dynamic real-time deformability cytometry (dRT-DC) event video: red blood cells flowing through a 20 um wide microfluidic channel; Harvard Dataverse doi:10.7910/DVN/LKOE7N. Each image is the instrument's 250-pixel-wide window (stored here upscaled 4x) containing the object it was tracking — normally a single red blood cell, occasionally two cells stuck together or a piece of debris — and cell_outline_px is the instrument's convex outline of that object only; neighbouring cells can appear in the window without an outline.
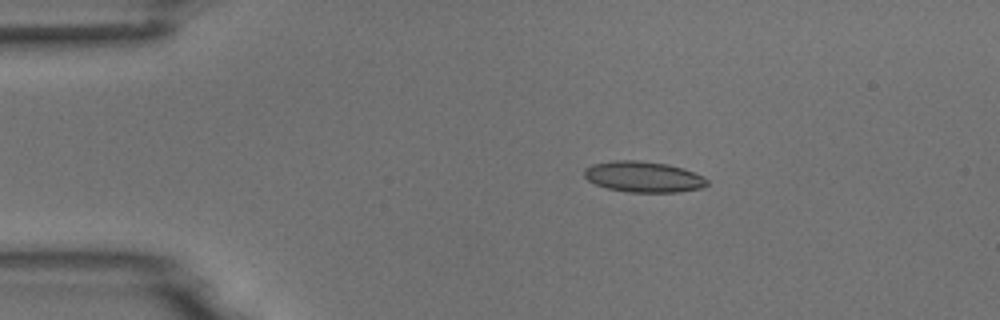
{"species": "common noctule bat (a hibernating species)", "species_latin": "Nyctalus noctula", "temperature_condition": "room temperature", "stored_images_in_passage": 8, "camera_frame_rate_fps": 3000, "um_per_image_px": 0.085, "animal": {"sex": "male", "body_mass_g": 18.8}, "frame": {"image": 1, "passage_image": 3, "time_ms": 2.333, "image_size_px": [1000, 320], "cell_outline_px": [[708, 184], [700, 188], [680, 192], [628, 192], [608, 188], [596, 184], [588, 180], [584, 176], [584, 168], [592, 164], [616, 160], [636, 160], [664, 164], [684, 168], [704, 176], [708, 180]], "centroid_in_image_um": [54.7, 15.03], "position_along_channel_um": 30.3, "area_um2": 22.02}}
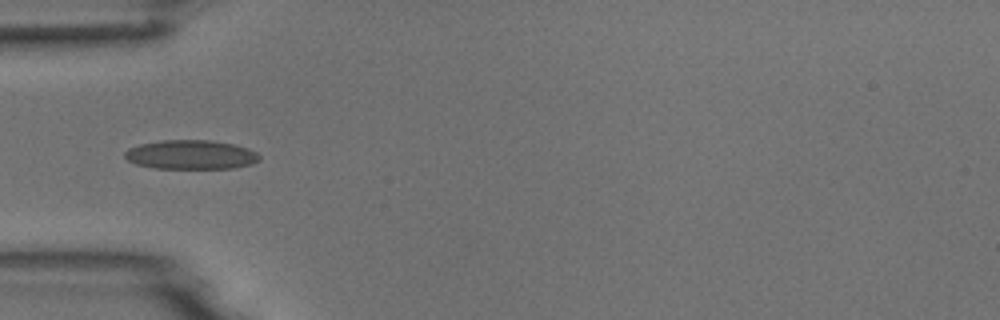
{"frame": {"image": 2, "passage_image": 5, "time_ms": 4.667, "image_size_px": [1000, 320], "cell_outline_px": [[260, 160], [252, 164], [232, 168], [156, 168], [136, 164], [128, 160], [124, 156], [124, 152], [128, 148], [140, 144], [160, 140], [212, 140], [232, 144], [248, 148], [256, 152], [260, 156]], "centroid_in_image_um": [16.22, 13.14], "position_along_channel_um": 68.8, "area_um2": 22.89}}